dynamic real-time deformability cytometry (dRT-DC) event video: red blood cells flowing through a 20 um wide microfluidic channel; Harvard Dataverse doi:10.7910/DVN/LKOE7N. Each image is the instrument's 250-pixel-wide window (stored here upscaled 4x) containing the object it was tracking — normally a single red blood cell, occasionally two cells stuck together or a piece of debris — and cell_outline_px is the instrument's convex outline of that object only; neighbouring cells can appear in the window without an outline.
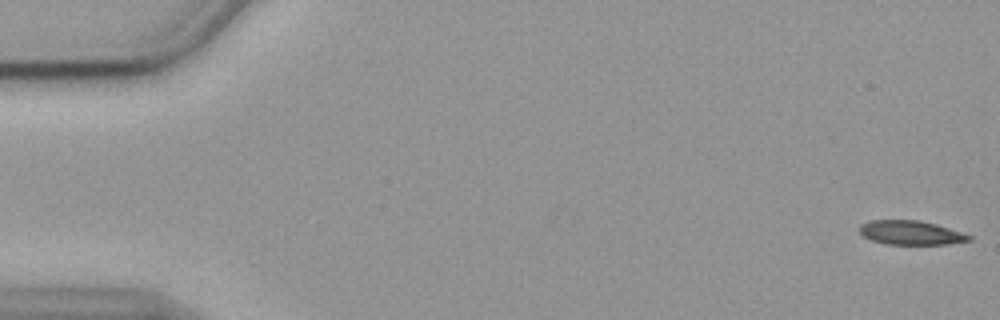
{"species": "common noctule bat (a hibernating species)", "species_latin": "Nyctalus noctula", "temperature_condition": "cold", "stored_images_in_passage": 56, "camera_frame_rate_fps": 3000, "um_per_image_px": 0.085, "animal": {"sex": "female", "body_mass_g": 19.9}, "frame": {"image": 1, "passage_image": 1, "time_ms": 0.0, "image_size_px": [1000, 320], "cell_outline_px": [[972, 240], [948, 244], [884, 244], [872, 240], [864, 236], [860, 232], [860, 224], [872, 220], [920, 220], [936, 224], [972, 236]], "centroid_in_image_um": [77.42, 19.78], "position_along_channel_um": 7.6, "area_um2": 15.26}}
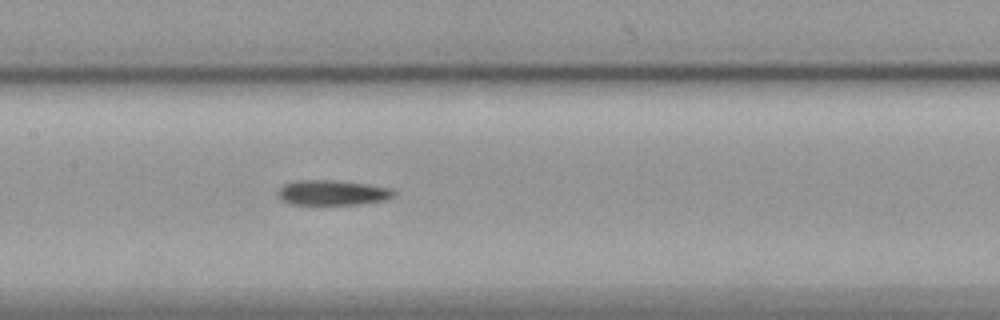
{"frame": {"image": 2, "passage_image": 27, "time_ms": 8.667, "image_size_px": [1000, 320], "cell_outline_px": [[396, 196], [384, 200], [360, 204], [288, 204], [280, 200], [276, 192], [284, 184], [296, 180], [336, 180], [368, 184], [392, 188], [396, 192]], "centroid_in_image_um": [28.25, 16.37], "position_along_channel_um": 179.1, "area_um2": 17.17}}
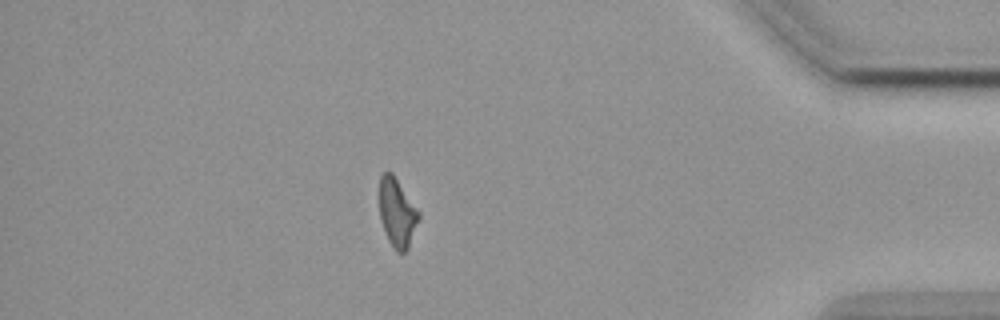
{"frame": {"image": 3, "passage_image": 49, "time_ms": 16.0, "image_size_px": [1000, 320], "cell_outline_px": [[420, 216], [408, 248], [404, 252], [396, 252], [392, 248], [388, 240], [380, 220], [380, 176], [384, 172], [392, 172], [420, 212]], "centroid_in_image_um": [33.75, 18.09], "position_along_channel_um": 401.4, "area_um2": 15.66}}